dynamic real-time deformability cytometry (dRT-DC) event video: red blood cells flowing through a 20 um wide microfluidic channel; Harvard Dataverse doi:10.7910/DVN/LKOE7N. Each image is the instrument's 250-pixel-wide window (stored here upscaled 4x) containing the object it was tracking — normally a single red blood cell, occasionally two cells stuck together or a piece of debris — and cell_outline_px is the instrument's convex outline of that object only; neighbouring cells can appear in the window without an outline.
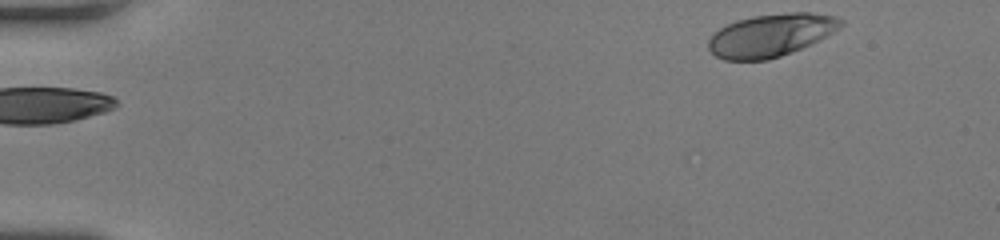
{"species": "human", "species_latin": "Homo sapiens", "temperature_condition": "room temperature", "stored_images_in_passage": 45, "camera_frame_rate_fps": 3000, "um_per_image_px": 0.085, "donor": {"sex": "female"}, "frame": {"image": 1, "passage_image": 1, "time_ms": 0.0, "image_size_px": [1000, 240], "cell_outline_px": [[844, 24], [840, 28], [800, 48], [780, 56], [768, 60], [724, 60], [716, 56], [708, 48], [708, 40], [720, 28], [736, 20], [752, 16], [788, 12], [808, 12], [836, 16], [844, 20]], "centroid_in_image_um": [65.51, 2.98], "position_along_channel_um": 19.5, "area_um2": 32.66}}
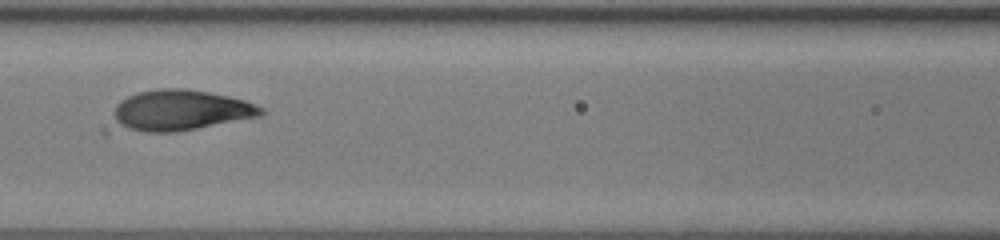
{"frame": {"image": 2, "passage_image": 19, "time_ms": 6.0, "image_size_px": [1000, 240], "cell_outline_px": [[264, 112], [260, 116], [176, 132], [104, 136], [100, 132], [116, 104], [120, 100], [136, 92], [160, 88], [180, 88], [208, 92], [228, 96], [244, 100], [256, 104], [264, 108]], "centroid_in_image_um": [14.89, 9.49], "position_along_channel_um": 151.7, "area_um2": 38.03}}
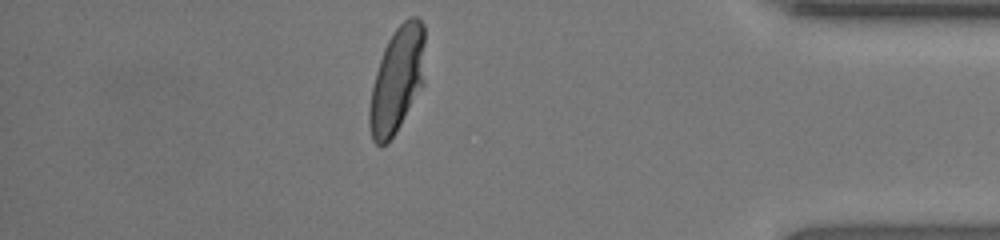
{"frame": {"image": 3, "passage_image": 39, "time_ms": 12.667, "image_size_px": [1000, 240], "cell_outline_px": [[424, 84], [396, 132], [384, 144], [376, 144], [372, 140], [368, 124], [368, 108], [372, 88], [376, 72], [384, 48], [392, 32], [408, 16], [416, 16], [424, 24]], "centroid_in_image_um": [33.75, 6.77], "position_along_channel_um": 401.4, "area_um2": 34.28}, "authors_computed_cell_mechanics": {"area_um2": 33.813, "velocity_mm_per_s": 4.2551, "shape_relaxation_time_tau1_ms": 2.7961, "shape_relaxation_time_tau2_ms": null, "deformation_change_tau1": 0.1871, "deformation_change_tau2": null}}